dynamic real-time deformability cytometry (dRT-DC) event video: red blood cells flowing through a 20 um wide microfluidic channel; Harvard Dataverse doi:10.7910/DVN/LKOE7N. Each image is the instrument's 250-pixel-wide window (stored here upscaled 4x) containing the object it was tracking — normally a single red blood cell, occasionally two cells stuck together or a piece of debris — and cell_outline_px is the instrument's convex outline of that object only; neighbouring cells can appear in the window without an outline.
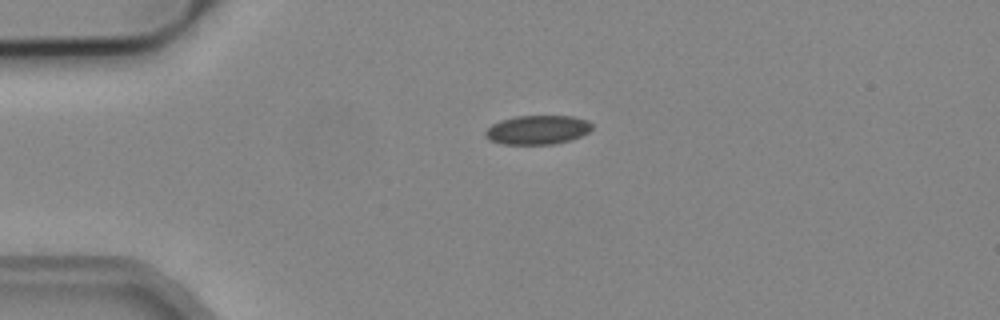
{"species": "common noctule bat (a hibernating species)", "species_latin": "Nyctalus noctula", "temperature_condition": "cold", "stored_images_in_passage": 3, "camera_frame_rate_fps": 3000, "um_per_image_px": 0.085, "animal": {"sex": "male", "body_mass_g": 19.2, "forearm_length_mm": 51.8}, "frame": {"image": 1, "passage_image": 1, "time_ms": 0.0, "image_size_px": [1000, 320], "cell_outline_px": [[592, 128], [588, 132], [572, 140], [552, 144], [504, 144], [488, 140], [484, 136], [484, 132], [492, 124], [500, 120], [516, 116], [572, 116], [588, 120], [592, 124]], "centroid_in_image_um": [45.67, 11.03], "position_along_channel_um": 39.3, "area_um2": 18.15}}